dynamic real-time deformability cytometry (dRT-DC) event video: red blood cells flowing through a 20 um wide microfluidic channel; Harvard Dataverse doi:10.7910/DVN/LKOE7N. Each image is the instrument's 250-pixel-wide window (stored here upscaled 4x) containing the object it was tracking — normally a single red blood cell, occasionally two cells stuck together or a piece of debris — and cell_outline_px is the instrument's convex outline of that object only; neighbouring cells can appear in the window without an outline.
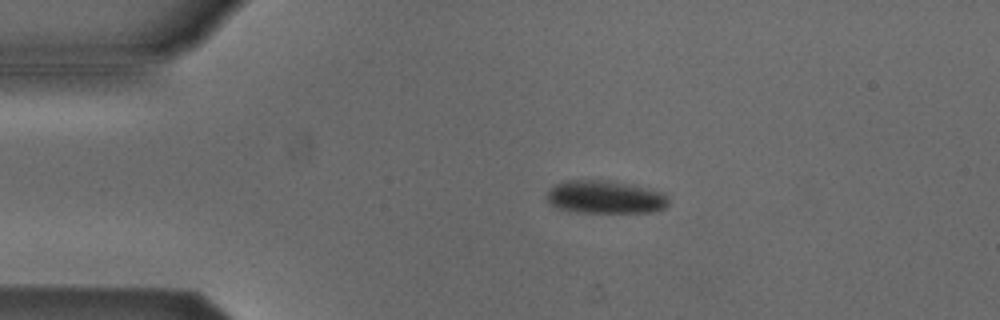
{"species": "Egyptian fruit bat (a non-hibernating species)", "species_latin": "Rousettus aegyptiacus", "temperature_condition": "cold", "stored_images_in_passage": 4, "camera_frame_rate_fps": 3000, "um_per_image_px": 0.085, "animal": {"sex": "male"}, "frame": {"image": 1, "passage_image": 3, "time_ms": 3.0, "image_size_px": [1000, 320], "cell_outline_px": [[668, 204], [664, 208], [652, 212], [580, 212], [556, 208], [548, 204], [548, 192], [556, 184], [564, 180], [608, 180], [652, 188], [664, 192], [668, 196]], "centroid_in_image_um": [51.48, 16.74], "position_along_channel_um": 33.5, "area_um2": 23.58}}